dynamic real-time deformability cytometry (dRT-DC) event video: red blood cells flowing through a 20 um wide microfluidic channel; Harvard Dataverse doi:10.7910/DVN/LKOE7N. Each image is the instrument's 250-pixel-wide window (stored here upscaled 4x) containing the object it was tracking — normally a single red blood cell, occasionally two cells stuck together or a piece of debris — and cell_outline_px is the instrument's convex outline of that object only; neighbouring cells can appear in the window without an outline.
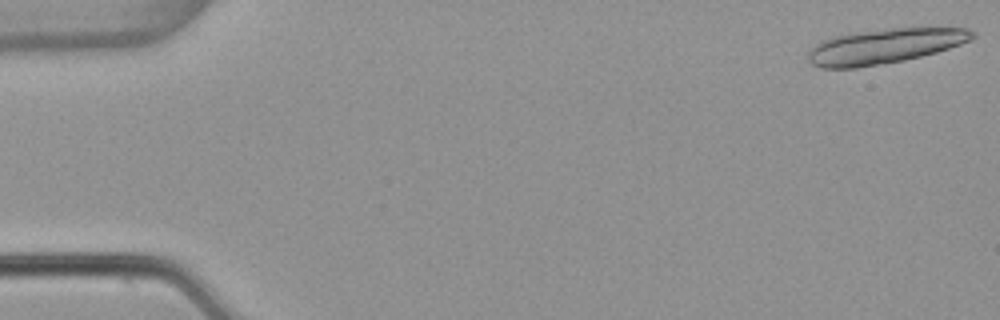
{"species": "common noctule bat (a hibernating species)", "species_latin": "Nyctalus noctula", "temperature_condition": "warm", "stored_images_in_passage": 19, "camera_frame_rate_fps": 3000, "um_per_image_px": 0.085, "animal": {"sex": "female", "body_mass_g": 22.7, "forearm_length_mm": 54.2}, "frame": {"image": 1, "passage_image": 1, "time_ms": 0.0, "image_size_px": [1000, 320], "cell_outline_px": [[976, 36], [972, 40], [936, 52], [904, 60], [856, 68], [820, 68], [812, 64], [808, 60], [808, 52], [816, 44], [832, 36], [856, 32], [892, 28], [968, 28], [976, 32]], "centroid_in_image_um": [75.19, 3.92], "position_along_channel_um": 9.8, "area_um2": 33.29}}